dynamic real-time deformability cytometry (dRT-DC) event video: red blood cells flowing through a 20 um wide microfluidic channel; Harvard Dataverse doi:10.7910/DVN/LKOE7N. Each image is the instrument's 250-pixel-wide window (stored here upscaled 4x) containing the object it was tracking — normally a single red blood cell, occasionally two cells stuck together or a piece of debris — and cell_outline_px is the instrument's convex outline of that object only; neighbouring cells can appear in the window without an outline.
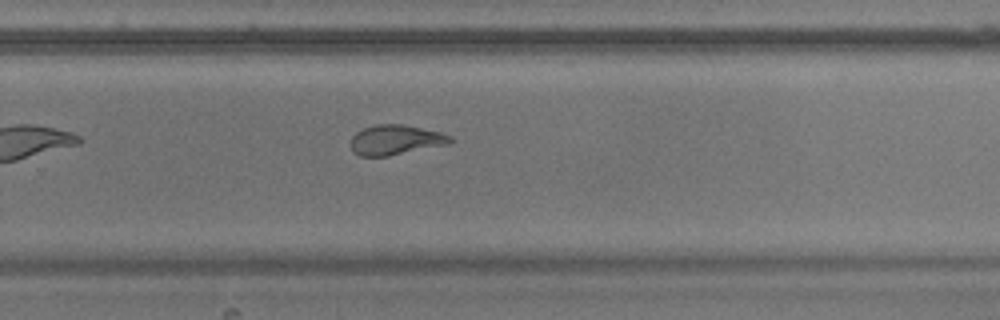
{"species": "common noctule bat (a hibernating species)", "species_latin": "Nyctalus noctula", "temperature_condition": "warm", "stored_images_in_passage": 35, "camera_frame_rate_fps": 3000, "um_per_image_px": 0.085, "animal": {"sex": "male", "body_mass_g": 17.9}, "frame": {"image": 1, "passage_image": 20, "time_ms": 6.333, "image_size_px": [1000, 320], "cell_outline_px": [[456, 140], [452, 144], [388, 156], [360, 156], [352, 152], [352, 136], [356, 132], [364, 128], [376, 124], [400, 124], [440, 132], [452, 136]], "centroid_in_image_um": [33.68, 11.9], "position_along_channel_um": 296.1, "area_um2": 17.51}, "authors_computed_cell_mechanics": {"area_um2": 17.7446, "velocity_mm_per_s": 3.6741, "shape_relaxation_time_tau1_ms": 6.8906, "shape_relaxation_time_tau2_ms": 1.7595, "deformation_change_tau1": 0.2201, "deformation_change_tau2": 0.0827}}